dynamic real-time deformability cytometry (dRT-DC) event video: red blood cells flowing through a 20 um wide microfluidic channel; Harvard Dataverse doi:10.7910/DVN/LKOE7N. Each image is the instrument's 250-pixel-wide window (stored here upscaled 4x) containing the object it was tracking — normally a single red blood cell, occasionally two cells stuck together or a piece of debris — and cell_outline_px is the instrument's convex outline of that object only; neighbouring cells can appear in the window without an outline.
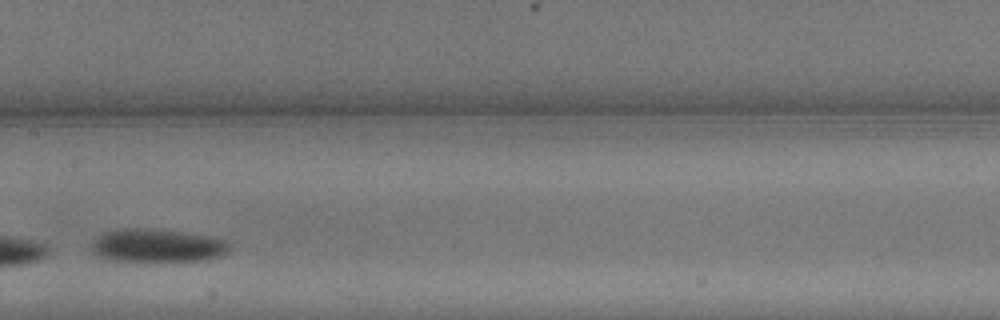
{"species": "common noctule bat (a hibernating species)", "species_latin": "Nyctalus noctula", "temperature_condition": "warm", "stored_images_in_passage": 9, "camera_frame_rate_fps": 3000, "um_per_image_px": 0.085, "animal": {"sex": "male", "body_mass_g": 13.3}, "frame": {"image": 1, "passage_image": 8, "time_ms": 2.333, "image_size_px": [1000, 320], "cell_outline_px": [[232, 244], [228, 252], [220, 256], [204, 260], [108, 260], [96, 256], [92, 252], [92, 244], [104, 232], [116, 228], [148, 228], [212, 236], [228, 240]], "centroid_in_image_um": [13.4, 20.86], "position_along_channel_um": 194.0, "area_um2": 26.65}}